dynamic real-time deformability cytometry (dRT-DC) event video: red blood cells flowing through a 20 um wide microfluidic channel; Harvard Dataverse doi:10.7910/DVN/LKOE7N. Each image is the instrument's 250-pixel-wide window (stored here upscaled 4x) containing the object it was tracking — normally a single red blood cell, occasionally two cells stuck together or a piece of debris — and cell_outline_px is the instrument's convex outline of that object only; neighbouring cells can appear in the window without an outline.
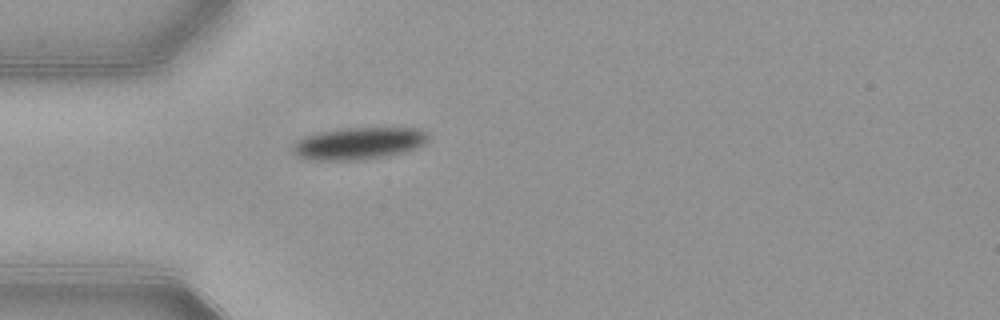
{"species": "common noctule bat (a hibernating species)", "species_latin": "Nyctalus noctula", "temperature_condition": "warm", "stored_images_in_passage": 39, "camera_frame_rate_fps": 3000, "um_per_image_px": 0.085, "animal": {"sex": "female", "body_mass_g": 21.9}, "frame": {"image": 1, "passage_image": 1, "time_ms": 0.0, "image_size_px": [1000, 320], "cell_outline_px": [[428, 140], [424, 144], [408, 152], [388, 156], [364, 160], [312, 160], [300, 156], [292, 152], [292, 144], [296, 140], [304, 136], [320, 132], [348, 128], [412, 128], [424, 132], [428, 136]], "centroid_in_image_um": [30.48, 12.2], "position_along_channel_um": 54.5, "area_um2": 25.37}}
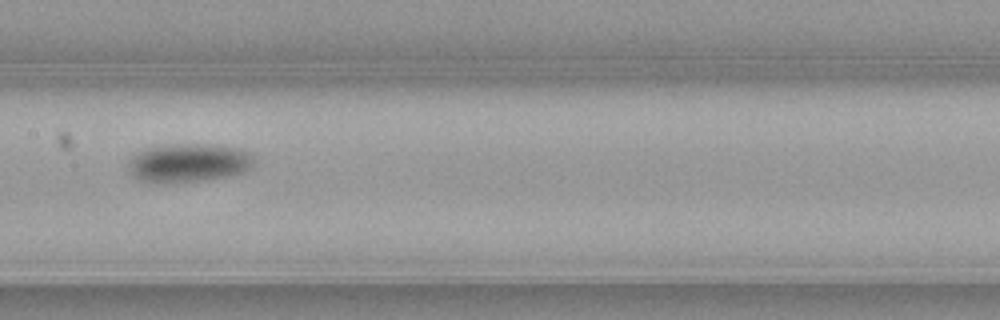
{"frame": {"image": 2, "passage_image": 12, "time_ms": 3.667, "image_size_px": [1000, 320], "cell_outline_px": [[252, 168], [244, 172], [224, 176], [196, 180], [164, 184], [160, 184], [140, 180], [128, 168], [128, 160], [136, 152], [144, 148], [164, 144], [216, 144], [240, 148], [248, 152], [252, 156]], "centroid_in_image_um": [15.99, 13.82], "position_along_channel_um": 191.4, "area_um2": 28.44}}
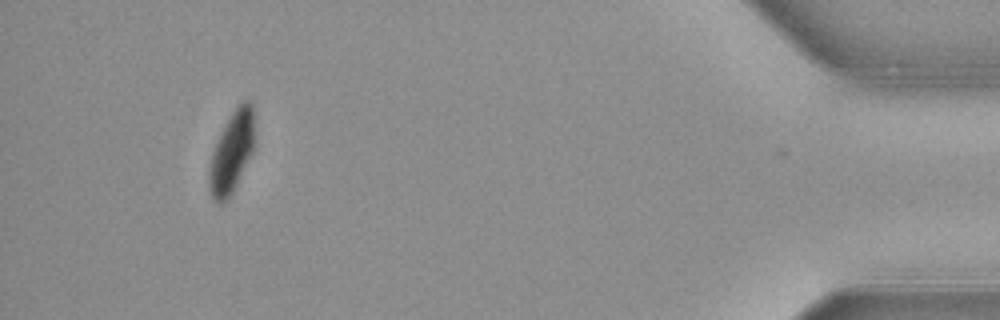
{"frame": {"image": 3, "passage_image": 35, "time_ms": 11.333, "image_size_px": [1000, 320], "cell_outline_px": [[256, 144], [236, 188], [220, 204], [212, 196], [208, 188], [208, 168], [212, 152], [232, 112], [240, 100], [252, 100], [256, 136]], "centroid_in_image_um": [19.75, 12.89], "position_along_channel_um": 415.5, "area_um2": 21.85}, "authors_computed_cell_mechanics": {"area_um2": 25.6632, "velocity_mm_per_s": 3.8698, "shape_relaxation_time_tau1_ms": 2.3682, "shape_relaxation_time_tau2_ms": null, "deformation_change_tau1": 0.1384, "deformation_change_tau2": null}}